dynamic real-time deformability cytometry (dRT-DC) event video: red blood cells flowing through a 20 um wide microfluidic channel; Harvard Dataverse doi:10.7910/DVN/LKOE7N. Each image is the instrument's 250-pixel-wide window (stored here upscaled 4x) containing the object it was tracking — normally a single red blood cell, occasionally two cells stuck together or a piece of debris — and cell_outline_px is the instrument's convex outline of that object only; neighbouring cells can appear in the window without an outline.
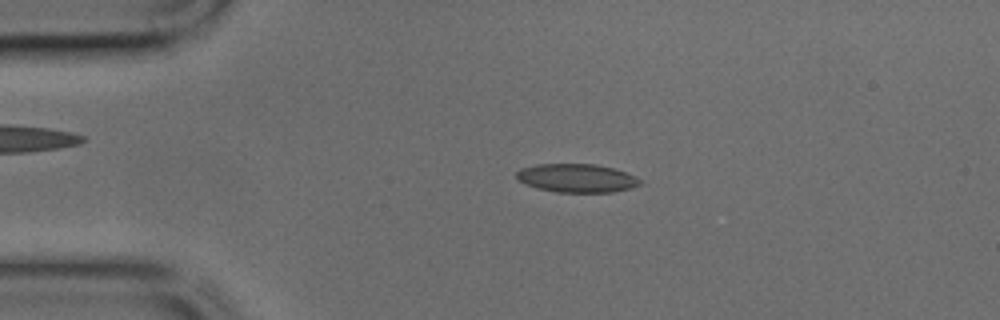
{"species": "common noctule bat (a hibernating species)", "species_latin": "Nyctalus noctula", "temperature_condition": "cold", "stored_images_in_passage": 29, "camera_frame_rate_fps": 3000, "um_per_image_px": 0.085, "animal": {"sex": "male", "body_mass_g": 17.9, "forearm_length_mm": 54.2}, "frame": {"image": 1, "passage_image": 5, "time_ms": 1.333, "image_size_px": [1000, 320], "cell_outline_px": [[640, 184], [632, 188], [612, 192], [556, 192], [540, 188], [528, 184], [520, 180], [516, 176], [516, 172], [520, 168], [536, 164], [596, 164], [612, 168], [624, 172], [640, 180]], "centroid_in_image_um": [49.01, 15.13], "position_along_channel_um": 36.0, "area_um2": 20.17}}
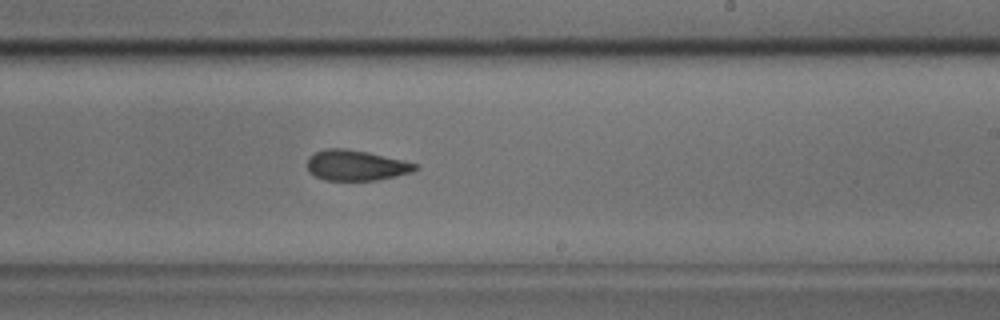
{"frame": {"image": 2, "passage_image": 22, "time_ms": 7.0, "image_size_px": [1000, 320], "cell_outline_px": [[420, 168], [412, 172], [396, 176], [376, 180], [324, 180], [308, 172], [308, 156], [324, 148], [344, 148], [368, 152], [404, 160], [420, 164]], "centroid_in_image_um": [30.29, 14.05], "position_along_channel_um": 258.7, "area_um2": 19.36}}
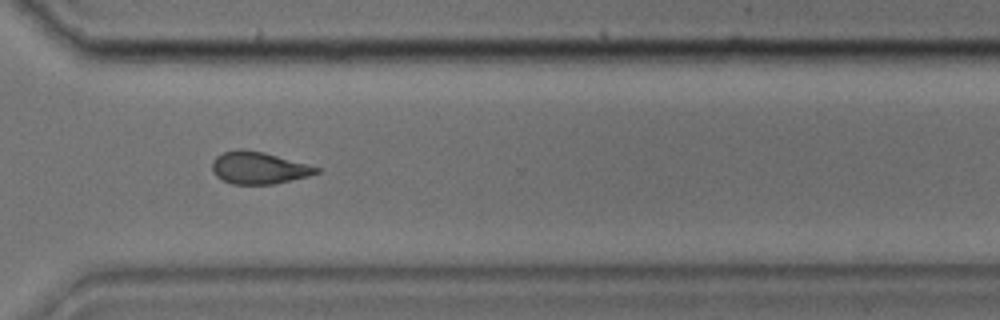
{"frame": {"image": 3, "passage_image": 28, "time_ms": 9.0, "image_size_px": [1000, 320], "cell_outline_px": [[320, 172], [308, 176], [272, 184], [232, 184], [216, 176], [212, 172], [212, 160], [216, 156], [224, 152], [240, 148], [244, 148], [264, 152], [320, 168]], "centroid_in_image_um": [21.95, 14.26], "position_along_channel_um": 348.7, "area_um2": 19.42}}